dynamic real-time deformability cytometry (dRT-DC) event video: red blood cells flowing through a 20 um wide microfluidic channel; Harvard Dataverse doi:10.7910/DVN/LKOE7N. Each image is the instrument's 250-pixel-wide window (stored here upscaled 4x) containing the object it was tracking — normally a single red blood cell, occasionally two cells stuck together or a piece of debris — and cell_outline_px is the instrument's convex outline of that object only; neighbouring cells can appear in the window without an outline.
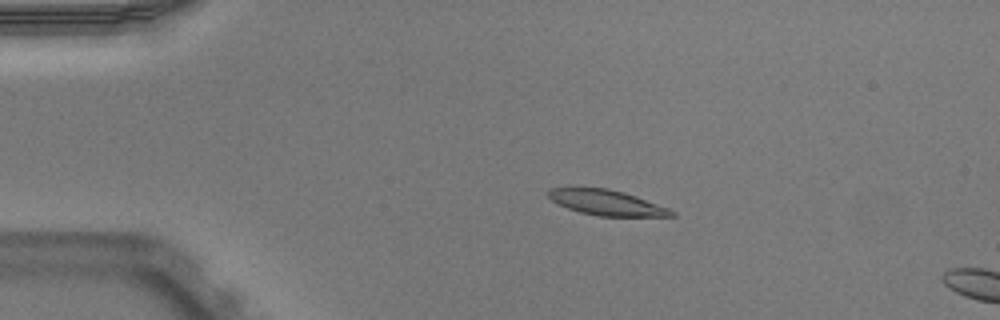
{"species": "Egyptian fruit bat (a non-hibernating species)", "species_latin": "Rousettus aegyptiacus", "temperature_condition": "warm", "stored_images_in_passage": 15, "camera_frame_rate_fps": 3000, "um_per_image_px": 0.085, "animal": {"sex": "male"}, "frame": {"image": 1, "passage_image": 11, "time_ms": 3.333, "image_size_px": [1000, 320], "cell_outline_px": [[676, 216], [596, 216], [580, 212], [568, 208], [552, 200], [548, 196], [548, 192], [552, 188], [608, 188], [624, 192], [636, 196], [668, 208], [676, 212]], "centroid_in_image_um": [51.6, 17.23], "position_along_channel_um": 33.4, "area_um2": 17.92}}